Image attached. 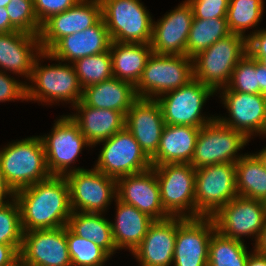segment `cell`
<instances>
[{
	"instance_id": "cell-1",
	"label": "cell",
	"mask_w": 266,
	"mask_h": 266,
	"mask_svg": "<svg viewBox=\"0 0 266 266\" xmlns=\"http://www.w3.org/2000/svg\"><path fill=\"white\" fill-rule=\"evenodd\" d=\"M23 232L67 226L72 208L65 176H51L15 193Z\"/></svg>"
},
{
	"instance_id": "cell-2",
	"label": "cell",
	"mask_w": 266,
	"mask_h": 266,
	"mask_svg": "<svg viewBox=\"0 0 266 266\" xmlns=\"http://www.w3.org/2000/svg\"><path fill=\"white\" fill-rule=\"evenodd\" d=\"M57 61L43 65L42 59ZM26 82V100L37 101L44 105L71 103L73 108L83 97V89L72 63H63L42 51L33 64L30 78ZM31 83V84H30ZM47 103V104H46Z\"/></svg>"
},
{
	"instance_id": "cell-3",
	"label": "cell",
	"mask_w": 266,
	"mask_h": 266,
	"mask_svg": "<svg viewBox=\"0 0 266 266\" xmlns=\"http://www.w3.org/2000/svg\"><path fill=\"white\" fill-rule=\"evenodd\" d=\"M11 142L0 148V168L14 193L52 176L40 135Z\"/></svg>"
},
{
	"instance_id": "cell-4",
	"label": "cell",
	"mask_w": 266,
	"mask_h": 266,
	"mask_svg": "<svg viewBox=\"0 0 266 266\" xmlns=\"http://www.w3.org/2000/svg\"><path fill=\"white\" fill-rule=\"evenodd\" d=\"M247 53V37L230 33L192 58L193 78L217 92L228 85L234 68Z\"/></svg>"
},
{
	"instance_id": "cell-5",
	"label": "cell",
	"mask_w": 266,
	"mask_h": 266,
	"mask_svg": "<svg viewBox=\"0 0 266 266\" xmlns=\"http://www.w3.org/2000/svg\"><path fill=\"white\" fill-rule=\"evenodd\" d=\"M111 41L151 43L153 16L141 0H100Z\"/></svg>"
},
{
	"instance_id": "cell-6",
	"label": "cell",
	"mask_w": 266,
	"mask_h": 266,
	"mask_svg": "<svg viewBox=\"0 0 266 266\" xmlns=\"http://www.w3.org/2000/svg\"><path fill=\"white\" fill-rule=\"evenodd\" d=\"M193 79V60L186 55H158L148 58L135 86L138 98L157 99Z\"/></svg>"
},
{
	"instance_id": "cell-7",
	"label": "cell",
	"mask_w": 266,
	"mask_h": 266,
	"mask_svg": "<svg viewBox=\"0 0 266 266\" xmlns=\"http://www.w3.org/2000/svg\"><path fill=\"white\" fill-rule=\"evenodd\" d=\"M54 122L51 132L40 136L49 172L52 176H66L71 172L83 170V167L73 165L78 162L77 158L82 149L92 146L69 115H61Z\"/></svg>"
},
{
	"instance_id": "cell-8",
	"label": "cell",
	"mask_w": 266,
	"mask_h": 266,
	"mask_svg": "<svg viewBox=\"0 0 266 266\" xmlns=\"http://www.w3.org/2000/svg\"><path fill=\"white\" fill-rule=\"evenodd\" d=\"M213 95H216V92L212 88L193 78L182 87L167 92L156 100L161 106L165 124L201 128L216 118V115L206 116L202 112L206 101Z\"/></svg>"
},
{
	"instance_id": "cell-9",
	"label": "cell",
	"mask_w": 266,
	"mask_h": 266,
	"mask_svg": "<svg viewBox=\"0 0 266 266\" xmlns=\"http://www.w3.org/2000/svg\"><path fill=\"white\" fill-rule=\"evenodd\" d=\"M152 169L165 212L170 217L196 218V169L191 164H161Z\"/></svg>"
},
{
	"instance_id": "cell-10",
	"label": "cell",
	"mask_w": 266,
	"mask_h": 266,
	"mask_svg": "<svg viewBox=\"0 0 266 266\" xmlns=\"http://www.w3.org/2000/svg\"><path fill=\"white\" fill-rule=\"evenodd\" d=\"M249 140L242 132L222 124L217 118L200 128L191 165L195 169L205 166L236 163Z\"/></svg>"
},
{
	"instance_id": "cell-11",
	"label": "cell",
	"mask_w": 266,
	"mask_h": 266,
	"mask_svg": "<svg viewBox=\"0 0 266 266\" xmlns=\"http://www.w3.org/2000/svg\"><path fill=\"white\" fill-rule=\"evenodd\" d=\"M100 143L103 147L94 168L108 177L117 180L152 168L151 160L126 127L94 147Z\"/></svg>"
},
{
	"instance_id": "cell-12",
	"label": "cell",
	"mask_w": 266,
	"mask_h": 266,
	"mask_svg": "<svg viewBox=\"0 0 266 266\" xmlns=\"http://www.w3.org/2000/svg\"><path fill=\"white\" fill-rule=\"evenodd\" d=\"M235 163H221L196 169V218L212 217L237 196Z\"/></svg>"
},
{
	"instance_id": "cell-13",
	"label": "cell",
	"mask_w": 266,
	"mask_h": 266,
	"mask_svg": "<svg viewBox=\"0 0 266 266\" xmlns=\"http://www.w3.org/2000/svg\"><path fill=\"white\" fill-rule=\"evenodd\" d=\"M216 230L225 237L242 241L253 237L257 241L266 225V202L237 195L213 216Z\"/></svg>"
},
{
	"instance_id": "cell-14",
	"label": "cell",
	"mask_w": 266,
	"mask_h": 266,
	"mask_svg": "<svg viewBox=\"0 0 266 266\" xmlns=\"http://www.w3.org/2000/svg\"><path fill=\"white\" fill-rule=\"evenodd\" d=\"M69 184L72 211L105 213L117 199L116 179L94 167L71 172L65 176Z\"/></svg>"
},
{
	"instance_id": "cell-15",
	"label": "cell",
	"mask_w": 266,
	"mask_h": 266,
	"mask_svg": "<svg viewBox=\"0 0 266 266\" xmlns=\"http://www.w3.org/2000/svg\"><path fill=\"white\" fill-rule=\"evenodd\" d=\"M219 92V93H218ZM229 113V117L216 116L224 125L242 132L249 140L252 136L266 137V95L231 91L223 87L216 92Z\"/></svg>"
},
{
	"instance_id": "cell-16",
	"label": "cell",
	"mask_w": 266,
	"mask_h": 266,
	"mask_svg": "<svg viewBox=\"0 0 266 266\" xmlns=\"http://www.w3.org/2000/svg\"><path fill=\"white\" fill-rule=\"evenodd\" d=\"M19 253L22 266H72L66 226L23 232Z\"/></svg>"
},
{
	"instance_id": "cell-17",
	"label": "cell",
	"mask_w": 266,
	"mask_h": 266,
	"mask_svg": "<svg viewBox=\"0 0 266 266\" xmlns=\"http://www.w3.org/2000/svg\"><path fill=\"white\" fill-rule=\"evenodd\" d=\"M215 230L212 217H178L173 266H207L209 242Z\"/></svg>"
},
{
	"instance_id": "cell-18",
	"label": "cell",
	"mask_w": 266,
	"mask_h": 266,
	"mask_svg": "<svg viewBox=\"0 0 266 266\" xmlns=\"http://www.w3.org/2000/svg\"><path fill=\"white\" fill-rule=\"evenodd\" d=\"M102 18L100 0H80L75 6L49 17L41 24L39 41L49 51L61 38L84 31Z\"/></svg>"
},
{
	"instance_id": "cell-19",
	"label": "cell",
	"mask_w": 266,
	"mask_h": 266,
	"mask_svg": "<svg viewBox=\"0 0 266 266\" xmlns=\"http://www.w3.org/2000/svg\"><path fill=\"white\" fill-rule=\"evenodd\" d=\"M187 0L166 12L157 22L153 20L151 48L158 55H186V46L193 21Z\"/></svg>"
},
{
	"instance_id": "cell-20",
	"label": "cell",
	"mask_w": 266,
	"mask_h": 266,
	"mask_svg": "<svg viewBox=\"0 0 266 266\" xmlns=\"http://www.w3.org/2000/svg\"><path fill=\"white\" fill-rule=\"evenodd\" d=\"M116 182L118 200L136 207L155 221L170 218L163 208L159 183L152 168L118 178Z\"/></svg>"
},
{
	"instance_id": "cell-21",
	"label": "cell",
	"mask_w": 266,
	"mask_h": 266,
	"mask_svg": "<svg viewBox=\"0 0 266 266\" xmlns=\"http://www.w3.org/2000/svg\"><path fill=\"white\" fill-rule=\"evenodd\" d=\"M164 126L162 109L156 99L138 98L125 114V127L150 160L156 155Z\"/></svg>"
},
{
	"instance_id": "cell-22",
	"label": "cell",
	"mask_w": 266,
	"mask_h": 266,
	"mask_svg": "<svg viewBox=\"0 0 266 266\" xmlns=\"http://www.w3.org/2000/svg\"><path fill=\"white\" fill-rule=\"evenodd\" d=\"M41 52L38 35L22 31L0 33V70L3 72L28 81L34 61Z\"/></svg>"
},
{
	"instance_id": "cell-23",
	"label": "cell",
	"mask_w": 266,
	"mask_h": 266,
	"mask_svg": "<svg viewBox=\"0 0 266 266\" xmlns=\"http://www.w3.org/2000/svg\"><path fill=\"white\" fill-rule=\"evenodd\" d=\"M178 217L154 221L131 254L139 266H172Z\"/></svg>"
},
{
	"instance_id": "cell-24",
	"label": "cell",
	"mask_w": 266,
	"mask_h": 266,
	"mask_svg": "<svg viewBox=\"0 0 266 266\" xmlns=\"http://www.w3.org/2000/svg\"><path fill=\"white\" fill-rule=\"evenodd\" d=\"M111 38L104 19L84 31L61 38L48 53L63 62L73 63L79 58L108 51Z\"/></svg>"
},
{
	"instance_id": "cell-25",
	"label": "cell",
	"mask_w": 266,
	"mask_h": 266,
	"mask_svg": "<svg viewBox=\"0 0 266 266\" xmlns=\"http://www.w3.org/2000/svg\"><path fill=\"white\" fill-rule=\"evenodd\" d=\"M72 109L76 113L69 114L70 118L78 125L92 148L125 127V115L122 112L90 107L82 100Z\"/></svg>"
},
{
	"instance_id": "cell-26",
	"label": "cell",
	"mask_w": 266,
	"mask_h": 266,
	"mask_svg": "<svg viewBox=\"0 0 266 266\" xmlns=\"http://www.w3.org/2000/svg\"><path fill=\"white\" fill-rule=\"evenodd\" d=\"M200 128L165 124L152 167L161 164H190Z\"/></svg>"
},
{
	"instance_id": "cell-27",
	"label": "cell",
	"mask_w": 266,
	"mask_h": 266,
	"mask_svg": "<svg viewBox=\"0 0 266 266\" xmlns=\"http://www.w3.org/2000/svg\"><path fill=\"white\" fill-rule=\"evenodd\" d=\"M114 202L116 203L115 221H110L114 244L117 250L128 249L133 253L155 220L134 206L118 199Z\"/></svg>"
},
{
	"instance_id": "cell-28",
	"label": "cell",
	"mask_w": 266,
	"mask_h": 266,
	"mask_svg": "<svg viewBox=\"0 0 266 266\" xmlns=\"http://www.w3.org/2000/svg\"><path fill=\"white\" fill-rule=\"evenodd\" d=\"M137 99L135 86L115 77L86 87L82 97L87 106L116 110L124 115Z\"/></svg>"
},
{
	"instance_id": "cell-29",
	"label": "cell",
	"mask_w": 266,
	"mask_h": 266,
	"mask_svg": "<svg viewBox=\"0 0 266 266\" xmlns=\"http://www.w3.org/2000/svg\"><path fill=\"white\" fill-rule=\"evenodd\" d=\"M113 77L134 86L139 82L148 58L153 53L150 43H122L110 45Z\"/></svg>"
},
{
	"instance_id": "cell-30",
	"label": "cell",
	"mask_w": 266,
	"mask_h": 266,
	"mask_svg": "<svg viewBox=\"0 0 266 266\" xmlns=\"http://www.w3.org/2000/svg\"><path fill=\"white\" fill-rule=\"evenodd\" d=\"M67 227L76 235L93 241L111 257L116 254L111 223L103 213L75 212L68 219Z\"/></svg>"
},
{
	"instance_id": "cell-31",
	"label": "cell",
	"mask_w": 266,
	"mask_h": 266,
	"mask_svg": "<svg viewBox=\"0 0 266 266\" xmlns=\"http://www.w3.org/2000/svg\"><path fill=\"white\" fill-rule=\"evenodd\" d=\"M235 172L238 195L266 202V169L254 153H245Z\"/></svg>"
},
{
	"instance_id": "cell-32",
	"label": "cell",
	"mask_w": 266,
	"mask_h": 266,
	"mask_svg": "<svg viewBox=\"0 0 266 266\" xmlns=\"http://www.w3.org/2000/svg\"><path fill=\"white\" fill-rule=\"evenodd\" d=\"M229 34L226 18H193L187 40L186 56L192 59Z\"/></svg>"
},
{
	"instance_id": "cell-33",
	"label": "cell",
	"mask_w": 266,
	"mask_h": 266,
	"mask_svg": "<svg viewBox=\"0 0 266 266\" xmlns=\"http://www.w3.org/2000/svg\"><path fill=\"white\" fill-rule=\"evenodd\" d=\"M242 241L234 240L215 230L209 242L207 266H246L249 251Z\"/></svg>"
},
{
	"instance_id": "cell-34",
	"label": "cell",
	"mask_w": 266,
	"mask_h": 266,
	"mask_svg": "<svg viewBox=\"0 0 266 266\" xmlns=\"http://www.w3.org/2000/svg\"><path fill=\"white\" fill-rule=\"evenodd\" d=\"M265 0H229L226 21L230 33L247 37L246 30L255 29L261 22Z\"/></svg>"
},
{
	"instance_id": "cell-35",
	"label": "cell",
	"mask_w": 266,
	"mask_h": 266,
	"mask_svg": "<svg viewBox=\"0 0 266 266\" xmlns=\"http://www.w3.org/2000/svg\"><path fill=\"white\" fill-rule=\"evenodd\" d=\"M72 64L82 89L113 77L110 50L97 55L79 58Z\"/></svg>"
},
{
	"instance_id": "cell-36",
	"label": "cell",
	"mask_w": 266,
	"mask_h": 266,
	"mask_svg": "<svg viewBox=\"0 0 266 266\" xmlns=\"http://www.w3.org/2000/svg\"><path fill=\"white\" fill-rule=\"evenodd\" d=\"M66 240L72 266H104L111 257L103 248L74 234L67 226Z\"/></svg>"
},
{
	"instance_id": "cell-37",
	"label": "cell",
	"mask_w": 266,
	"mask_h": 266,
	"mask_svg": "<svg viewBox=\"0 0 266 266\" xmlns=\"http://www.w3.org/2000/svg\"><path fill=\"white\" fill-rule=\"evenodd\" d=\"M22 239L20 206L17 199L13 198L0 205V244L12 245L20 252Z\"/></svg>"
},
{
	"instance_id": "cell-38",
	"label": "cell",
	"mask_w": 266,
	"mask_h": 266,
	"mask_svg": "<svg viewBox=\"0 0 266 266\" xmlns=\"http://www.w3.org/2000/svg\"><path fill=\"white\" fill-rule=\"evenodd\" d=\"M226 87L231 91L259 94L256 60L248 53L234 68L231 79Z\"/></svg>"
},
{
	"instance_id": "cell-39",
	"label": "cell",
	"mask_w": 266,
	"mask_h": 266,
	"mask_svg": "<svg viewBox=\"0 0 266 266\" xmlns=\"http://www.w3.org/2000/svg\"><path fill=\"white\" fill-rule=\"evenodd\" d=\"M10 24L17 30L28 34L39 35V23L33 6V0H17L6 6Z\"/></svg>"
},
{
	"instance_id": "cell-40",
	"label": "cell",
	"mask_w": 266,
	"mask_h": 266,
	"mask_svg": "<svg viewBox=\"0 0 266 266\" xmlns=\"http://www.w3.org/2000/svg\"><path fill=\"white\" fill-rule=\"evenodd\" d=\"M197 19L226 18L229 0H187Z\"/></svg>"
},
{
	"instance_id": "cell-41",
	"label": "cell",
	"mask_w": 266,
	"mask_h": 266,
	"mask_svg": "<svg viewBox=\"0 0 266 266\" xmlns=\"http://www.w3.org/2000/svg\"><path fill=\"white\" fill-rule=\"evenodd\" d=\"M26 100V80L20 81L0 70V103Z\"/></svg>"
},
{
	"instance_id": "cell-42",
	"label": "cell",
	"mask_w": 266,
	"mask_h": 266,
	"mask_svg": "<svg viewBox=\"0 0 266 266\" xmlns=\"http://www.w3.org/2000/svg\"><path fill=\"white\" fill-rule=\"evenodd\" d=\"M80 0H33L34 12L40 24L49 17L75 6Z\"/></svg>"
},
{
	"instance_id": "cell-43",
	"label": "cell",
	"mask_w": 266,
	"mask_h": 266,
	"mask_svg": "<svg viewBox=\"0 0 266 266\" xmlns=\"http://www.w3.org/2000/svg\"><path fill=\"white\" fill-rule=\"evenodd\" d=\"M247 50L250 56H266V28L247 34Z\"/></svg>"
},
{
	"instance_id": "cell-44",
	"label": "cell",
	"mask_w": 266,
	"mask_h": 266,
	"mask_svg": "<svg viewBox=\"0 0 266 266\" xmlns=\"http://www.w3.org/2000/svg\"><path fill=\"white\" fill-rule=\"evenodd\" d=\"M20 256L12 245L0 244V266L13 263Z\"/></svg>"
},
{
	"instance_id": "cell-45",
	"label": "cell",
	"mask_w": 266,
	"mask_h": 266,
	"mask_svg": "<svg viewBox=\"0 0 266 266\" xmlns=\"http://www.w3.org/2000/svg\"><path fill=\"white\" fill-rule=\"evenodd\" d=\"M13 198H15V193L6 183L0 168V205L9 202Z\"/></svg>"
},
{
	"instance_id": "cell-46",
	"label": "cell",
	"mask_w": 266,
	"mask_h": 266,
	"mask_svg": "<svg viewBox=\"0 0 266 266\" xmlns=\"http://www.w3.org/2000/svg\"><path fill=\"white\" fill-rule=\"evenodd\" d=\"M17 31L11 24L6 7L0 8V33Z\"/></svg>"
},
{
	"instance_id": "cell-47",
	"label": "cell",
	"mask_w": 266,
	"mask_h": 266,
	"mask_svg": "<svg viewBox=\"0 0 266 266\" xmlns=\"http://www.w3.org/2000/svg\"><path fill=\"white\" fill-rule=\"evenodd\" d=\"M253 250L266 257V225L260 231L257 241L252 244Z\"/></svg>"
},
{
	"instance_id": "cell-48",
	"label": "cell",
	"mask_w": 266,
	"mask_h": 266,
	"mask_svg": "<svg viewBox=\"0 0 266 266\" xmlns=\"http://www.w3.org/2000/svg\"><path fill=\"white\" fill-rule=\"evenodd\" d=\"M256 73H258L259 93L266 95V68L256 60Z\"/></svg>"
},
{
	"instance_id": "cell-49",
	"label": "cell",
	"mask_w": 266,
	"mask_h": 266,
	"mask_svg": "<svg viewBox=\"0 0 266 266\" xmlns=\"http://www.w3.org/2000/svg\"><path fill=\"white\" fill-rule=\"evenodd\" d=\"M246 266H266V257L253 250L249 254Z\"/></svg>"
},
{
	"instance_id": "cell-50",
	"label": "cell",
	"mask_w": 266,
	"mask_h": 266,
	"mask_svg": "<svg viewBox=\"0 0 266 266\" xmlns=\"http://www.w3.org/2000/svg\"><path fill=\"white\" fill-rule=\"evenodd\" d=\"M254 154L258 157L263 167L266 169V147L264 146L263 149L259 150V152H255Z\"/></svg>"
},
{
	"instance_id": "cell-51",
	"label": "cell",
	"mask_w": 266,
	"mask_h": 266,
	"mask_svg": "<svg viewBox=\"0 0 266 266\" xmlns=\"http://www.w3.org/2000/svg\"><path fill=\"white\" fill-rule=\"evenodd\" d=\"M253 59L257 60L260 65L266 68V56H251Z\"/></svg>"
},
{
	"instance_id": "cell-52",
	"label": "cell",
	"mask_w": 266,
	"mask_h": 266,
	"mask_svg": "<svg viewBox=\"0 0 266 266\" xmlns=\"http://www.w3.org/2000/svg\"><path fill=\"white\" fill-rule=\"evenodd\" d=\"M2 266H22L20 256L13 263Z\"/></svg>"
},
{
	"instance_id": "cell-53",
	"label": "cell",
	"mask_w": 266,
	"mask_h": 266,
	"mask_svg": "<svg viewBox=\"0 0 266 266\" xmlns=\"http://www.w3.org/2000/svg\"><path fill=\"white\" fill-rule=\"evenodd\" d=\"M7 6V0H0V8Z\"/></svg>"
},
{
	"instance_id": "cell-54",
	"label": "cell",
	"mask_w": 266,
	"mask_h": 266,
	"mask_svg": "<svg viewBox=\"0 0 266 266\" xmlns=\"http://www.w3.org/2000/svg\"><path fill=\"white\" fill-rule=\"evenodd\" d=\"M13 1H17V0H7V5H8L10 2H13Z\"/></svg>"
}]
</instances>
